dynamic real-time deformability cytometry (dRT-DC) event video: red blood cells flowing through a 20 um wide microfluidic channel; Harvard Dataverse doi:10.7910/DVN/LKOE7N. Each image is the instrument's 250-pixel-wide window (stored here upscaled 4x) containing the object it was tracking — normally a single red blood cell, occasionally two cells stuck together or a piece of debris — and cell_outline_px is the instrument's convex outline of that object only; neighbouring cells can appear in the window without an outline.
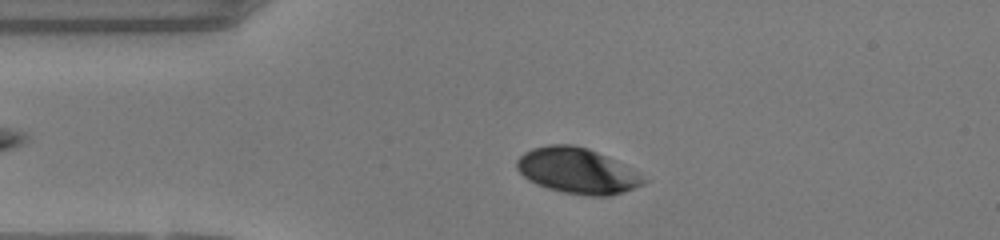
{"species": "human", "species_latin": "Homo sapiens", "temperature_condition": "warm", "stored_images_in_passage": 40, "camera_frame_rate_fps": 3000, "um_per_image_px": 0.085, "donor": {"sex": "female"}, "frame": {"image": 1, "passage_image": 7, "time_ms": 2.0, "image_size_px": [1000, 240], "cell_outline_px": [[628, 184], [624, 188], [616, 192], [580, 192], [560, 188], [544, 184], [528, 176], [520, 168], [520, 160], [524, 156], [540, 148], [580, 148], [588, 152]], "centroid_in_image_um": [48.51, 14.5], "position_along_channel_um": 36.5, "area_um2": 23.87}}
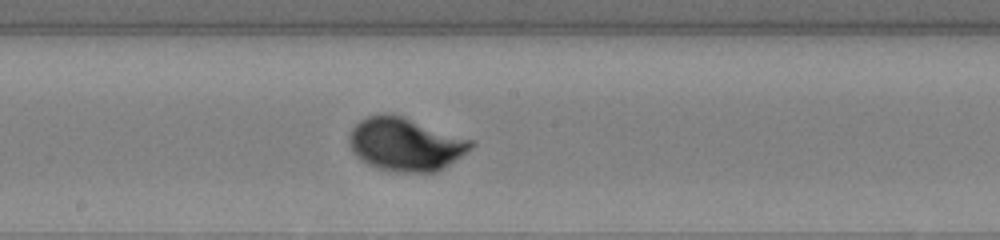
{"frame": {"image": 2, "passage_image": 22, "time_ms": 7.0, "image_size_px": [1000, 240], "cell_outline_px": [[468, 144], [464, 148], [440, 164], [432, 168], [420, 168], [388, 164], [376, 160], [368, 156], [356, 144], [356, 132], [364, 124], [372, 120], [396, 120]], "centroid_in_image_um": [34.46, 12.27], "position_along_channel_um": 213.7, "area_um2": 26.07}}
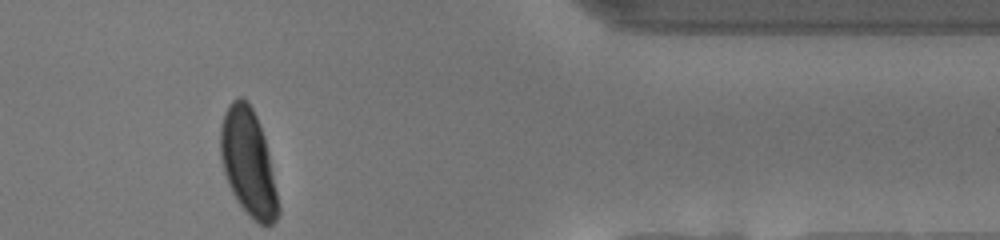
{"frame": {"image": 3, "passage_image": 37, "time_ms": 12.0, "image_size_px": [1000, 240], "cell_outline_px": [[276, 212], [272, 220], [260, 220], [244, 204], [236, 192], [232, 184], [224, 160], [224, 124], [228, 112], [232, 104], [240, 100], [252, 112], [260, 132], [264, 144], [276, 200]], "centroid_in_image_um": [21.12, 13.78], "position_along_channel_um": 390.3, "area_um2": 29.07}, "authors_computed_cell_mechanics": {"area_um2": 25.4898, "velocity_mm_per_s": 4.1287, "shape_relaxation_time_tau1_ms": 3.0164, "shape_relaxation_time_tau2_ms": null, "deformation_change_tau1": 0.1724, "deformation_change_tau2": null}}